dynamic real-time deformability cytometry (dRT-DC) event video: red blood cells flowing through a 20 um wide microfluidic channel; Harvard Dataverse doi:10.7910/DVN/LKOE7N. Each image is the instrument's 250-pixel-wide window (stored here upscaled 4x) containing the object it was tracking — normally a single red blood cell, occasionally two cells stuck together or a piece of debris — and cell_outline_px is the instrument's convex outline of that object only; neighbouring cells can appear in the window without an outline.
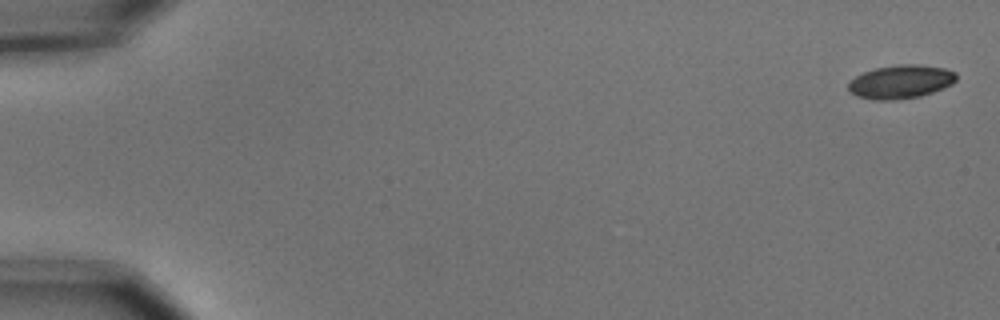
{"species": "common noctule bat (a hibernating species)", "species_latin": "Nyctalus noctula", "temperature_condition": "cold", "stored_images_in_passage": 9, "camera_frame_rate_fps": 3000, "um_per_image_px": 0.085, "animal": {"sex": "male", "body_mass_g": 15.6}, "frame": {"image": 1, "passage_image": 1, "time_ms": 0.0, "image_size_px": [1000, 320], "cell_outline_px": [[956, 80], [952, 84], [944, 88], [920, 96], [896, 100], [872, 100], [856, 96], [848, 88], [848, 84], [856, 76], [864, 72], [876, 68], [900, 64], [920, 64], [944, 68], [956, 72]], "centroid_in_image_um": [76.58, 6.95], "position_along_channel_um": 8.4, "area_um2": 21.1}}
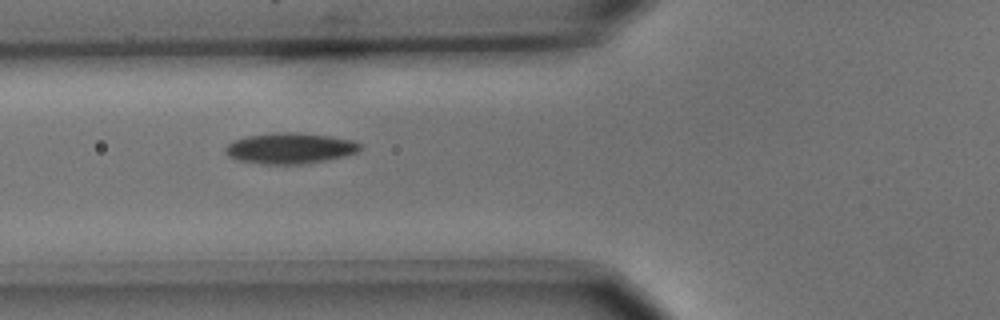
{"frame": {"image": 2, "passage_image": 6, "time_ms": 1.667, "image_size_px": [1000, 320], "cell_outline_px": [[364, 148], [356, 152], [344, 156], [328, 160], [304, 164], [264, 164], [236, 160], [228, 156], [224, 152], [224, 148], [232, 140], [244, 136], [284, 132], [300, 132], [332, 136], [352, 140], [364, 144]], "centroid_in_image_um": [24.66, 12.6], "position_along_channel_um": 101.1, "area_um2": 24.62}}
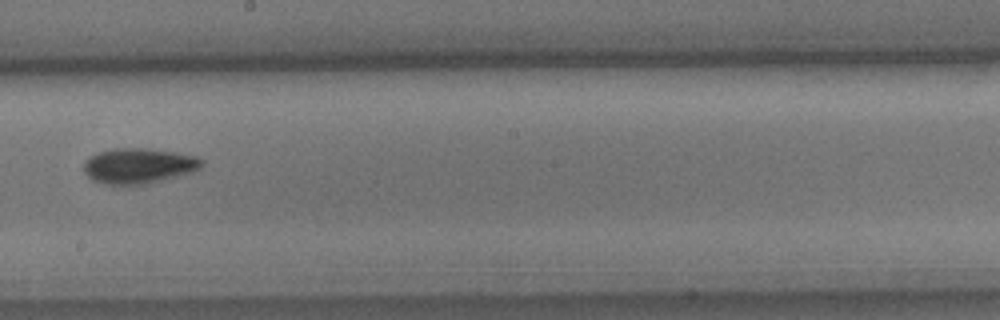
{"frame": {"image": 3, "passage_image": 9, "time_ms": 2.667, "image_size_px": [1000, 320], "cell_outline_px": [[204, 164], [200, 168], [192, 172], [180, 176], [152, 184], [128, 188], [104, 184], [92, 180], [84, 172], [84, 160], [96, 152], [112, 148], [144, 148], [176, 152], [196, 156], [204, 160]], "centroid_in_image_um": [11.78, 14.14], "position_along_channel_um": 236.4, "area_um2": 25.43}}